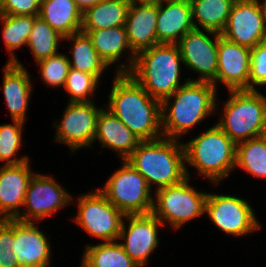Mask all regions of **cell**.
Instances as JSON below:
<instances>
[{
  "mask_svg": "<svg viewBox=\"0 0 266 267\" xmlns=\"http://www.w3.org/2000/svg\"><path fill=\"white\" fill-rule=\"evenodd\" d=\"M108 110L141 141L163 137L161 101L151 97L129 74L114 77Z\"/></svg>",
  "mask_w": 266,
  "mask_h": 267,
  "instance_id": "obj_1",
  "label": "cell"
},
{
  "mask_svg": "<svg viewBox=\"0 0 266 267\" xmlns=\"http://www.w3.org/2000/svg\"><path fill=\"white\" fill-rule=\"evenodd\" d=\"M216 91L211 82L192 81L188 78L161 102L163 137L179 140L197 123L211 116L217 108Z\"/></svg>",
  "mask_w": 266,
  "mask_h": 267,
  "instance_id": "obj_2",
  "label": "cell"
},
{
  "mask_svg": "<svg viewBox=\"0 0 266 267\" xmlns=\"http://www.w3.org/2000/svg\"><path fill=\"white\" fill-rule=\"evenodd\" d=\"M183 144L166 137L142 141L125 160L144 176L150 189L152 183L156 190L173 186L191 178Z\"/></svg>",
  "mask_w": 266,
  "mask_h": 267,
  "instance_id": "obj_3",
  "label": "cell"
},
{
  "mask_svg": "<svg viewBox=\"0 0 266 267\" xmlns=\"http://www.w3.org/2000/svg\"><path fill=\"white\" fill-rule=\"evenodd\" d=\"M180 62L177 44H157L136 55L129 75L153 98L163 101L180 85Z\"/></svg>",
  "mask_w": 266,
  "mask_h": 267,
  "instance_id": "obj_4",
  "label": "cell"
},
{
  "mask_svg": "<svg viewBox=\"0 0 266 267\" xmlns=\"http://www.w3.org/2000/svg\"><path fill=\"white\" fill-rule=\"evenodd\" d=\"M183 146L185 164L189 163L216 186L236 168L237 144L217 124Z\"/></svg>",
  "mask_w": 266,
  "mask_h": 267,
  "instance_id": "obj_5",
  "label": "cell"
},
{
  "mask_svg": "<svg viewBox=\"0 0 266 267\" xmlns=\"http://www.w3.org/2000/svg\"><path fill=\"white\" fill-rule=\"evenodd\" d=\"M223 115L216 123L236 144L257 138L266 126V96L258 90H229Z\"/></svg>",
  "mask_w": 266,
  "mask_h": 267,
  "instance_id": "obj_6",
  "label": "cell"
},
{
  "mask_svg": "<svg viewBox=\"0 0 266 267\" xmlns=\"http://www.w3.org/2000/svg\"><path fill=\"white\" fill-rule=\"evenodd\" d=\"M189 177L181 183L155 190L152 213L173 229L205 214L207 192L197 191L189 184ZM157 199V200H156Z\"/></svg>",
  "mask_w": 266,
  "mask_h": 267,
  "instance_id": "obj_7",
  "label": "cell"
},
{
  "mask_svg": "<svg viewBox=\"0 0 266 267\" xmlns=\"http://www.w3.org/2000/svg\"><path fill=\"white\" fill-rule=\"evenodd\" d=\"M122 162V167L98 189L124 215L152 213L154 199L144 176L126 160Z\"/></svg>",
  "mask_w": 266,
  "mask_h": 267,
  "instance_id": "obj_8",
  "label": "cell"
},
{
  "mask_svg": "<svg viewBox=\"0 0 266 267\" xmlns=\"http://www.w3.org/2000/svg\"><path fill=\"white\" fill-rule=\"evenodd\" d=\"M78 199V213L74 221L102 242L118 240L125 215L98 188L93 193L80 195Z\"/></svg>",
  "mask_w": 266,
  "mask_h": 267,
  "instance_id": "obj_9",
  "label": "cell"
},
{
  "mask_svg": "<svg viewBox=\"0 0 266 267\" xmlns=\"http://www.w3.org/2000/svg\"><path fill=\"white\" fill-rule=\"evenodd\" d=\"M205 213L228 235L244 236L261 228L250 203L232 195L207 193Z\"/></svg>",
  "mask_w": 266,
  "mask_h": 267,
  "instance_id": "obj_10",
  "label": "cell"
},
{
  "mask_svg": "<svg viewBox=\"0 0 266 267\" xmlns=\"http://www.w3.org/2000/svg\"><path fill=\"white\" fill-rule=\"evenodd\" d=\"M73 198L53 177L34 173L29 180L23 205L27 207V212L21 211L16 220L39 222L71 203Z\"/></svg>",
  "mask_w": 266,
  "mask_h": 267,
  "instance_id": "obj_11",
  "label": "cell"
},
{
  "mask_svg": "<svg viewBox=\"0 0 266 267\" xmlns=\"http://www.w3.org/2000/svg\"><path fill=\"white\" fill-rule=\"evenodd\" d=\"M94 102H68L59 124H54L55 141L66 144L72 151L91 147L94 142L97 117L102 108Z\"/></svg>",
  "mask_w": 266,
  "mask_h": 267,
  "instance_id": "obj_12",
  "label": "cell"
},
{
  "mask_svg": "<svg viewBox=\"0 0 266 267\" xmlns=\"http://www.w3.org/2000/svg\"><path fill=\"white\" fill-rule=\"evenodd\" d=\"M221 36L250 49L265 42L266 25L259 0H236Z\"/></svg>",
  "mask_w": 266,
  "mask_h": 267,
  "instance_id": "obj_13",
  "label": "cell"
},
{
  "mask_svg": "<svg viewBox=\"0 0 266 267\" xmlns=\"http://www.w3.org/2000/svg\"><path fill=\"white\" fill-rule=\"evenodd\" d=\"M219 33H214V40L201 29H193L182 37L177 46L179 48L183 64L190 70L196 71L200 82L215 84L218 69V38Z\"/></svg>",
  "mask_w": 266,
  "mask_h": 267,
  "instance_id": "obj_14",
  "label": "cell"
},
{
  "mask_svg": "<svg viewBox=\"0 0 266 267\" xmlns=\"http://www.w3.org/2000/svg\"><path fill=\"white\" fill-rule=\"evenodd\" d=\"M128 226L122 222L119 240L125 253L139 266L143 267L150 254L158 247V228L163 223L153 214L125 215Z\"/></svg>",
  "mask_w": 266,
  "mask_h": 267,
  "instance_id": "obj_15",
  "label": "cell"
},
{
  "mask_svg": "<svg viewBox=\"0 0 266 267\" xmlns=\"http://www.w3.org/2000/svg\"><path fill=\"white\" fill-rule=\"evenodd\" d=\"M218 69L215 87L225 84L228 90H249L251 49L225 39L218 38Z\"/></svg>",
  "mask_w": 266,
  "mask_h": 267,
  "instance_id": "obj_16",
  "label": "cell"
},
{
  "mask_svg": "<svg viewBox=\"0 0 266 267\" xmlns=\"http://www.w3.org/2000/svg\"><path fill=\"white\" fill-rule=\"evenodd\" d=\"M29 160L0 168V220L16 219L24 205L31 172Z\"/></svg>",
  "mask_w": 266,
  "mask_h": 267,
  "instance_id": "obj_17",
  "label": "cell"
},
{
  "mask_svg": "<svg viewBox=\"0 0 266 267\" xmlns=\"http://www.w3.org/2000/svg\"><path fill=\"white\" fill-rule=\"evenodd\" d=\"M37 222L15 219V242L12 246L20 267H47L51 262V245Z\"/></svg>",
  "mask_w": 266,
  "mask_h": 267,
  "instance_id": "obj_18",
  "label": "cell"
},
{
  "mask_svg": "<svg viewBox=\"0 0 266 267\" xmlns=\"http://www.w3.org/2000/svg\"><path fill=\"white\" fill-rule=\"evenodd\" d=\"M157 18L158 3H130L124 26L131 50L136 55L158 44Z\"/></svg>",
  "mask_w": 266,
  "mask_h": 267,
  "instance_id": "obj_19",
  "label": "cell"
},
{
  "mask_svg": "<svg viewBox=\"0 0 266 267\" xmlns=\"http://www.w3.org/2000/svg\"><path fill=\"white\" fill-rule=\"evenodd\" d=\"M156 24L158 44H177L182 37L195 29L190 1H159Z\"/></svg>",
  "mask_w": 266,
  "mask_h": 267,
  "instance_id": "obj_20",
  "label": "cell"
},
{
  "mask_svg": "<svg viewBox=\"0 0 266 267\" xmlns=\"http://www.w3.org/2000/svg\"><path fill=\"white\" fill-rule=\"evenodd\" d=\"M3 70L2 90L11 119L24 122L33 90L30 75L19 61L7 63Z\"/></svg>",
  "mask_w": 266,
  "mask_h": 267,
  "instance_id": "obj_21",
  "label": "cell"
},
{
  "mask_svg": "<svg viewBox=\"0 0 266 267\" xmlns=\"http://www.w3.org/2000/svg\"><path fill=\"white\" fill-rule=\"evenodd\" d=\"M100 141L102 147H108L118 152L125 160L142 142L119 118L109 110L102 108L97 117L95 140Z\"/></svg>",
  "mask_w": 266,
  "mask_h": 267,
  "instance_id": "obj_22",
  "label": "cell"
},
{
  "mask_svg": "<svg viewBox=\"0 0 266 267\" xmlns=\"http://www.w3.org/2000/svg\"><path fill=\"white\" fill-rule=\"evenodd\" d=\"M92 40L93 47L107 66L118 62L123 52L127 49L131 52L128 65L121 63L117 67V74H129L132 70L136 54L131 50L128 42L125 26H116L95 31H82ZM130 62V63H129Z\"/></svg>",
  "mask_w": 266,
  "mask_h": 267,
  "instance_id": "obj_23",
  "label": "cell"
},
{
  "mask_svg": "<svg viewBox=\"0 0 266 267\" xmlns=\"http://www.w3.org/2000/svg\"><path fill=\"white\" fill-rule=\"evenodd\" d=\"M38 16L63 37L81 32L82 11L74 0H43Z\"/></svg>",
  "mask_w": 266,
  "mask_h": 267,
  "instance_id": "obj_24",
  "label": "cell"
},
{
  "mask_svg": "<svg viewBox=\"0 0 266 267\" xmlns=\"http://www.w3.org/2000/svg\"><path fill=\"white\" fill-rule=\"evenodd\" d=\"M129 0H101L82 13L81 31H95L124 26Z\"/></svg>",
  "mask_w": 266,
  "mask_h": 267,
  "instance_id": "obj_25",
  "label": "cell"
},
{
  "mask_svg": "<svg viewBox=\"0 0 266 267\" xmlns=\"http://www.w3.org/2000/svg\"><path fill=\"white\" fill-rule=\"evenodd\" d=\"M195 29L199 25L209 35L221 34L236 0H189ZM196 22H195V21Z\"/></svg>",
  "mask_w": 266,
  "mask_h": 267,
  "instance_id": "obj_26",
  "label": "cell"
},
{
  "mask_svg": "<svg viewBox=\"0 0 266 267\" xmlns=\"http://www.w3.org/2000/svg\"><path fill=\"white\" fill-rule=\"evenodd\" d=\"M69 39L73 41L71 43L73 48L69 52L72 55V60L68 59L70 68L87 72L100 80L99 78L108 66L93 47L91 38L81 31L64 37V41Z\"/></svg>",
  "mask_w": 266,
  "mask_h": 267,
  "instance_id": "obj_27",
  "label": "cell"
},
{
  "mask_svg": "<svg viewBox=\"0 0 266 267\" xmlns=\"http://www.w3.org/2000/svg\"><path fill=\"white\" fill-rule=\"evenodd\" d=\"M81 261L80 267H139L116 241L87 245Z\"/></svg>",
  "mask_w": 266,
  "mask_h": 267,
  "instance_id": "obj_28",
  "label": "cell"
},
{
  "mask_svg": "<svg viewBox=\"0 0 266 267\" xmlns=\"http://www.w3.org/2000/svg\"><path fill=\"white\" fill-rule=\"evenodd\" d=\"M35 17L0 14V22L3 24V41L7 51L10 53L8 63H16L18 61L13 51L27 45Z\"/></svg>",
  "mask_w": 266,
  "mask_h": 267,
  "instance_id": "obj_29",
  "label": "cell"
},
{
  "mask_svg": "<svg viewBox=\"0 0 266 267\" xmlns=\"http://www.w3.org/2000/svg\"><path fill=\"white\" fill-rule=\"evenodd\" d=\"M257 178H266V145L260 137L237 143L236 166Z\"/></svg>",
  "mask_w": 266,
  "mask_h": 267,
  "instance_id": "obj_30",
  "label": "cell"
},
{
  "mask_svg": "<svg viewBox=\"0 0 266 267\" xmlns=\"http://www.w3.org/2000/svg\"><path fill=\"white\" fill-rule=\"evenodd\" d=\"M61 40H64L63 36L39 16L35 17L27 43L36 60L35 62L58 54V44Z\"/></svg>",
  "mask_w": 266,
  "mask_h": 267,
  "instance_id": "obj_31",
  "label": "cell"
},
{
  "mask_svg": "<svg viewBox=\"0 0 266 267\" xmlns=\"http://www.w3.org/2000/svg\"><path fill=\"white\" fill-rule=\"evenodd\" d=\"M24 122L13 120V124L0 126V161L4 165H17L29 160L28 156L14 158L22 145V130Z\"/></svg>",
  "mask_w": 266,
  "mask_h": 267,
  "instance_id": "obj_32",
  "label": "cell"
},
{
  "mask_svg": "<svg viewBox=\"0 0 266 267\" xmlns=\"http://www.w3.org/2000/svg\"><path fill=\"white\" fill-rule=\"evenodd\" d=\"M98 82L94 75L69 68L64 85L70 95L68 102H92L89 96L94 95Z\"/></svg>",
  "mask_w": 266,
  "mask_h": 267,
  "instance_id": "obj_33",
  "label": "cell"
},
{
  "mask_svg": "<svg viewBox=\"0 0 266 267\" xmlns=\"http://www.w3.org/2000/svg\"><path fill=\"white\" fill-rule=\"evenodd\" d=\"M68 59L65 54L58 53L36 62L40 65L39 73L43 82L52 87H64L70 68Z\"/></svg>",
  "mask_w": 266,
  "mask_h": 267,
  "instance_id": "obj_34",
  "label": "cell"
},
{
  "mask_svg": "<svg viewBox=\"0 0 266 267\" xmlns=\"http://www.w3.org/2000/svg\"><path fill=\"white\" fill-rule=\"evenodd\" d=\"M15 242V219L0 220V267H20L12 251Z\"/></svg>",
  "mask_w": 266,
  "mask_h": 267,
  "instance_id": "obj_35",
  "label": "cell"
},
{
  "mask_svg": "<svg viewBox=\"0 0 266 267\" xmlns=\"http://www.w3.org/2000/svg\"><path fill=\"white\" fill-rule=\"evenodd\" d=\"M255 85H266V41L251 49L249 90H256Z\"/></svg>",
  "mask_w": 266,
  "mask_h": 267,
  "instance_id": "obj_36",
  "label": "cell"
},
{
  "mask_svg": "<svg viewBox=\"0 0 266 267\" xmlns=\"http://www.w3.org/2000/svg\"><path fill=\"white\" fill-rule=\"evenodd\" d=\"M40 5L35 0H0V14L38 16Z\"/></svg>",
  "mask_w": 266,
  "mask_h": 267,
  "instance_id": "obj_37",
  "label": "cell"
},
{
  "mask_svg": "<svg viewBox=\"0 0 266 267\" xmlns=\"http://www.w3.org/2000/svg\"><path fill=\"white\" fill-rule=\"evenodd\" d=\"M77 7L82 11V13L93 5L99 3L101 0H74Z\"/></svg>",
  "mask_w": 266,
  "mask_h": 267,
  "instance_id": "obj_38",
  "label": "cell"
},
{
  "mask_svg": "<svg viewBox=\"0 0 266 267\" xmlns=\"http://www.w3.org/2000/svg\"><path fill=\"white\" fill-rule=\"evenodd\" d=\"M259 4H260V8L262 10L264 21H265V25H266V0H264L263 3H261L260 0H259Z\"/></svg>",
  "mask_w": 266,
  "mask_h": 267,
  "instance_id": "obj_39",
  "label": "cell"
},
{
  "mask_svg": "<svg viewBox=\"0 0 266 267\" xmlns=\"http://www.w3.org/2000/svg\"><path fill=\"white\" fill-rule=\"evenodd\" d=\"M261 140L264 142V144L266 145V126L263 128V130L260 133Z\"/></svg>",
  "mask_w": 266,
  "mask_h": 267,
  "instance_id": "obj_40",
  "label": "cell"
},
{
  "mask_svg": "<svg viewBox=\"0 0 266 267\" xmlns=\"http://www.w3.org/2000/svg\"><path fill=\"white\" fill-rule=\"evenodd\" d=\"M161 0H136V2H149V3H158Z\"/></svg>",
  "mask_w": 266,
  "mask_h": 267,
  "instance_id": "obj_41",
  "label": "cell"
},
{
  "mask_svg": "<svg viewBox=\"0 0 266 267\" xmlns=\"http://www.w3.org/2000/svg\"><path fill=\"white\" fill-rule=\"evenodd\" d=\"M35 1L40 5L43 0H35Z\"/></svg>",
  "mask_w": 266,
  "mask_h": 267,
  "instance_id": "obj_42",
  "label": "cell"
}]
</instances>
